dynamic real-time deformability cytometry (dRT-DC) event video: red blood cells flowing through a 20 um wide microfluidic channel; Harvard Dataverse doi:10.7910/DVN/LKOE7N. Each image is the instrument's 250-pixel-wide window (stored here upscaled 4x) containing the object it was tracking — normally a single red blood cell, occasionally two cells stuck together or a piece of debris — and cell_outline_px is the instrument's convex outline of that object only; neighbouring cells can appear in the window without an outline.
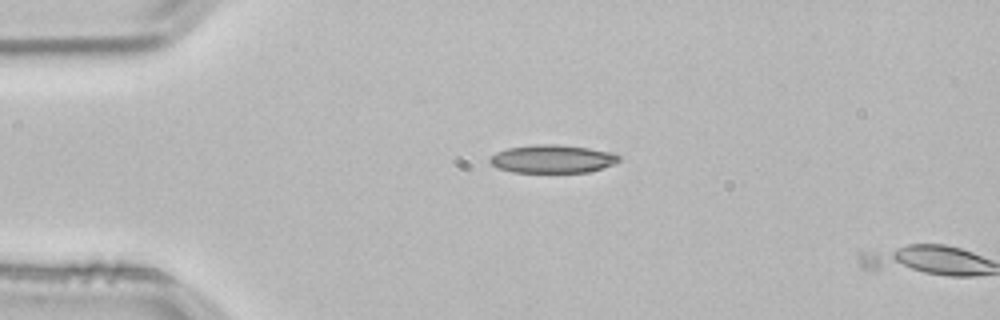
{"species": "common noctule bat (a hibernating species)", "species_latin": "Nyctalus noctula", "temperature_condition": "room temperature", "stored_images_in_passage": 8, "camera_frame_rate_fps": 3000, "um_per_image_px": 0.085, "animal": {"sex": "male", "body_mass_g": 21.5, "forearm_length_mm": 52.0}, "frame": {"image": 1, "passage_image": 6, "time_ms": 1.667, "image_size_px": [1000, 320], "cell_outline_px": [[620, 160], [612, 164], [588, 172], [512, 172], [500, 168], [492, 164], [488, 160], [496, 152], [508, 148], [536, 144], [556, 144], [588, 148], [608, 152], [620, 156]], "centroid_in_image_um": [46.93, 13.5], "position_along_channel_um": 38.1, "area_um2": 20.81}}